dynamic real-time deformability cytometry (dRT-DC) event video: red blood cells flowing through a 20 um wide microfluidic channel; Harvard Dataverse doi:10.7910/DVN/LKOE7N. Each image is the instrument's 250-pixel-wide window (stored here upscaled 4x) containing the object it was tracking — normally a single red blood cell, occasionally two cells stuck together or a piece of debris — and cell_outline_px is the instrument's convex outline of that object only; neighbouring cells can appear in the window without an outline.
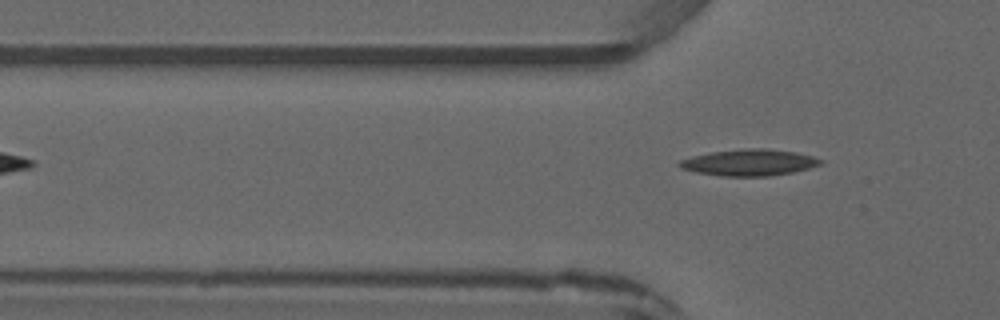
{"species": "common noctule bat (a hibernating species)", "species_latin": "Nyctalus noctula", "temperature_condition": "warm", "stored_images_in_passage": 6, "camera_frame_rate_fps": 3000, "um_per_image_px": 0.085, "animal": {"sex": "male", "forearm_length_mm": 52.5}, "frame": {"image": 1, "passage_image": 6, "time_ms": 6.667, "image_size_px": [1000, 320], "cell_outline_px": [[824, 164], [792, 172], [768, 176], [720, 176], [696, 172], [680, 168], [676, 164], [680, 160], [692, 156], [712, 152], [744, 148], [764, 148], [796, 152], [812, 156], [824, 160]], "centroid_in_image_um": [63.68, 13.81], "position_along_channel_um": 62.1, "area_um2": 21.79}}